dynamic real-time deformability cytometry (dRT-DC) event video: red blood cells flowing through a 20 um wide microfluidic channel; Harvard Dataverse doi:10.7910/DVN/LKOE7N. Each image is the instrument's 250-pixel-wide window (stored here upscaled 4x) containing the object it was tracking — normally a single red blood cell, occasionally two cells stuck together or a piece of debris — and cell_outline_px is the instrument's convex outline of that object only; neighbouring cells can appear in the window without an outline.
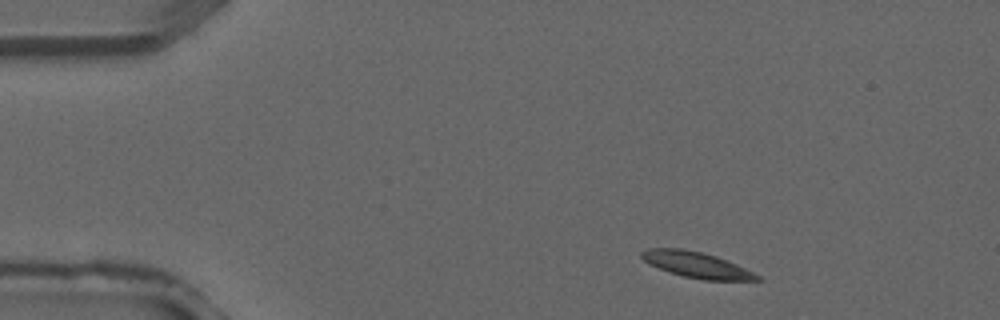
{"species": "common noctule bat (a hibernating species)", "species_latin": "Nyctalus noctula", "temperature_condition": "warm", "stored_images_in_passage": 3, "camera_frame_rate_fps": 3000, "um_per_image_px": 0.085, "animal": {"sex": "male", "forearm_length_mm": 52.5}, "frame": {"image": 1, "passage_image": 1, "time_ms": 0.0, "image_size_px": [1000, 320], "cell_outline_px": [[764, 280], [704, 280], [684, 276], [668, 272], [648, 264], [640, 256], [640, 252], [648, 248], [680, 248], [700, 252], [716, 256], [736, 264], [760, 276]], "centroid_in_image_um": [59.16, 22.51], "position_along_channel_um": 25.8, "area_um2": 17.28}}
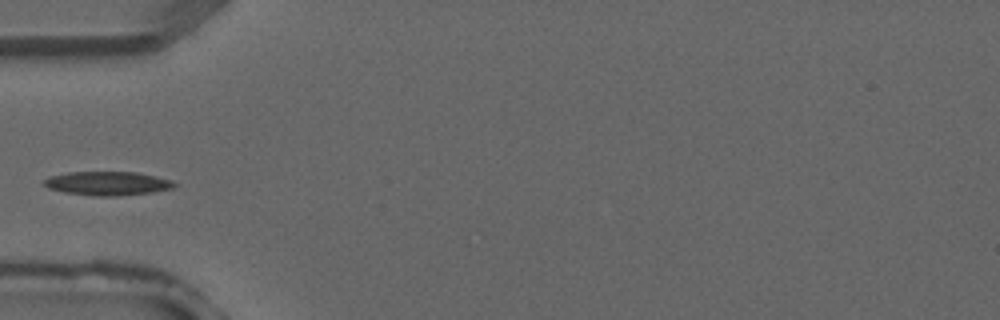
{"frame": {"image": 2, "passage_image": 3, "time_ms": 0.667, "image_size_px": [1000, 320], "cell_outline_px": [[180, 184], [172, 188], [152, 192], [116, 196], [92, 196], [64, 192], [48, 188], [44, 184], [44, 180], [48, 176], [68, 172], [136, 172], [156, 176], [172, 180]], "centroid_in_image_um": [9.15, 15.58], "position_along_channel_um": 75.8, "area_um2": 18.21}}